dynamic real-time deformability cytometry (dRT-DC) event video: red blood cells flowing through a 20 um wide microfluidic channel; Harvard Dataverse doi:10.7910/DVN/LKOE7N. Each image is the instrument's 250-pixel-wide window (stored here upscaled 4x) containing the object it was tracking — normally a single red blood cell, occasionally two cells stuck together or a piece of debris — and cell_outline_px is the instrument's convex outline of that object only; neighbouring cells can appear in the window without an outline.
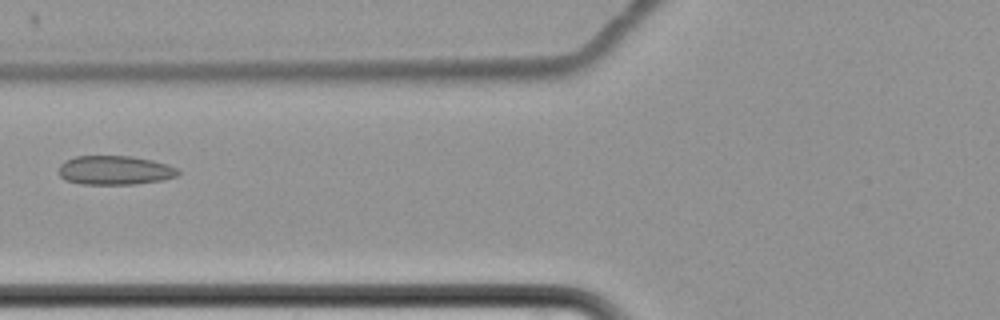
{"species": "common noctule bat (a hibernating species)", "species_latin": "Nyctalus noctula", "temperature_condition": "cold", "stored_images_in_passage": 15, "camera_frame_rate_fps": 3000, "um_per_image_px": 0.085, "animal": {"sex": "female", "body_mass_g": 22.7, "forearm_length_mm": 54.2}, "frame": {"image": 1, "passage_image": 7, "time_ms": 8.667, "image_size_px": [1000, 320], "cell_outline_px": [[180, 172], [176, 176], [164, 180], [132, 184], [84, 184], [64, 180], [60, 176], [60, 164], [76, 156], [132, 156], [152, 160], [176, 168]], "centroid_in_image_um": [9.76, 14.47], "position_along_channel_um": 116.0, "area_um2": 20.0}}
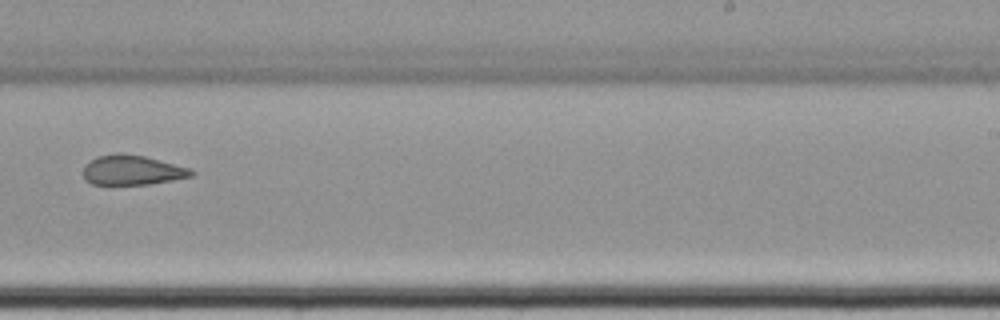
{"frame": {"image": 2, "passage_image": 11, "time_ms": 13.333, "image_size_px": [1000, 320], "cell_outline_px": [[196, 172], [192, 176], [172, 180], [148, 184], [92, 184], [84, 180], [84, 164], [88, 160], [96, 156], [116, 152], [120, 152], [144, 156], [192, 168]], "centroid_in_image_um": [11.22, 14.44], "position_along_channel_um": 277.8, "area_um2": 19.02}}
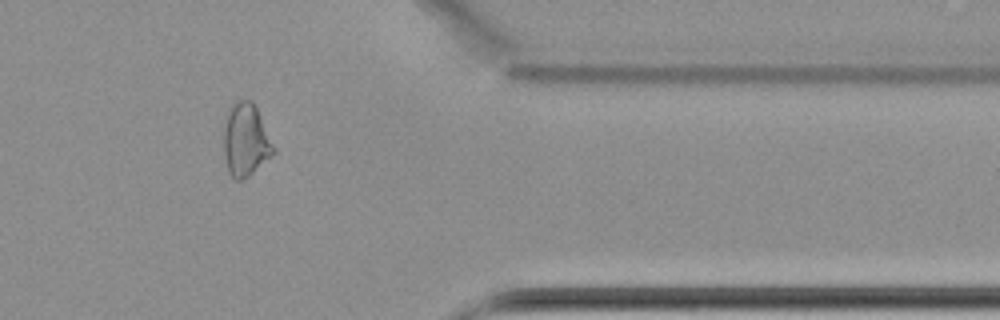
{"frame": {"image": 3, "passage_image": 14, "time_ms": 17.0, "image_size_px": [1000, 320], "cell_outline_px": [[276, 152], [244, 180], [236, 180], [228, 172], [224, 152], [224, 128], [228, 108], [232, 104], [240, 100], [252, 100], [276, 148]], "centroid_in_image_um": [20.89, 11.91], "position_along_channel_um": 390.5, "area_um2": 21.1}, "authors_computed_cell_mechanics": {"area_um2": 21.097, "velocity_mm_per_s": 3.4757, "shape_relaxation_time_tau1_ms": null, "shape_relaxation_time_tau2_ms": 3.7267, "deformation_change_tau1": null, "deformation_change_tau2": 0.0843}}